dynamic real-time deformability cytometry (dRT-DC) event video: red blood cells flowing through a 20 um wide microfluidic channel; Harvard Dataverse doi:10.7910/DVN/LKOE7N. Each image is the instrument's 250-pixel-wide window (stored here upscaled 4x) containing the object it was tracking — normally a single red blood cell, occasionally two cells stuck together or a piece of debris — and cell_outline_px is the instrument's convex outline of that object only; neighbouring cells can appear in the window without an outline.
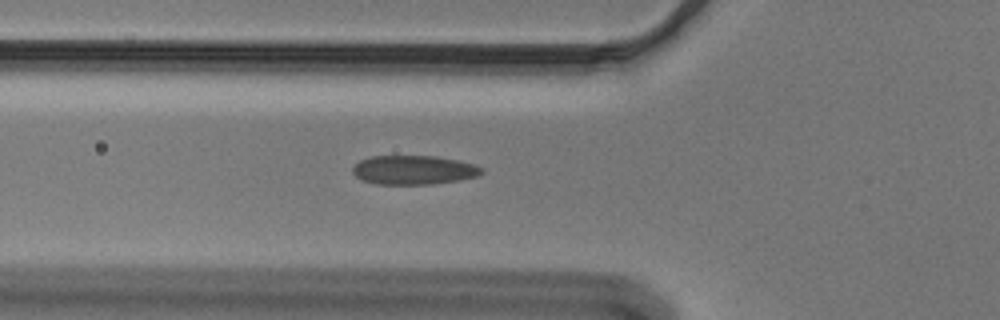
{"species": "Egyptian fruit bat (a non-hibernating species)", "species_latin": "Rousettus aegyptiacus", "temperature_condition": "cold", "stored_images_in_passage": 54, "camera_frame_rate_fps": 3000, "um_per_image_px": 0.085, "animal": {"sex": "male"}, "frame": {"image": 1, "passage_image": 18, "time_ms": 5.667, "image_size_px": [1000, 320], "cell_outline_px": [[484, 172], [480, 176], [460, 180], [432, 184], [376, 184], [360, 180], [352, 172], [352, 168], [360, 160], [372, 156], [436, 156], [476, 164], [484, 168]], "centroid_in_image_um": [35.2, 14.45], "position_along_channel_um": 90.6, "area_um2": 22.08}}
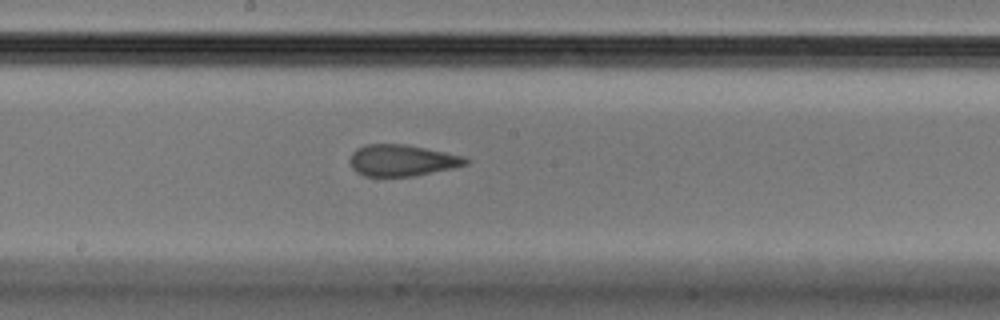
{"frame": {"image": 2, "passage_image": 28, "time_ms": 9.0, "image_size_px": [1000, 320], "cell_outline_px": [[468, 164], [452, 168], [416, 176], [364, 176], [356, 172], [352, 168], [348, 160], [352, 152], [356, 148], [364, 144], [404, 144], [464, 156], [468, 160]], "centroid_in_image_um": [34.12, 13.63], "position_along_channel_um": 214.1, "area_um2": 21.27}}
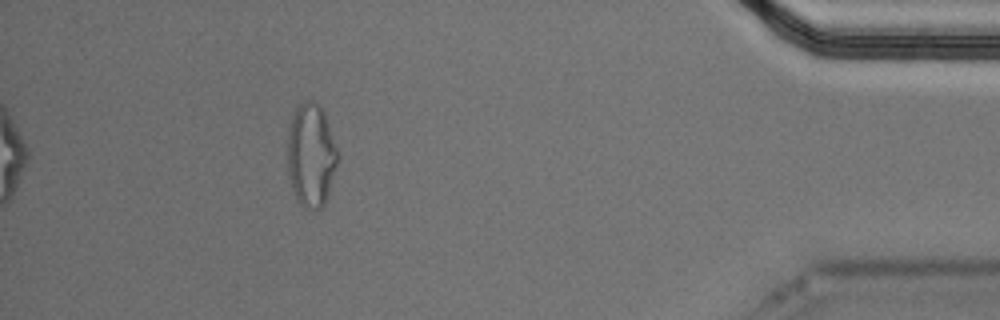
{"frame": {"image": 3, "passage_image": 48, "time_ms": 15.667, "image_size_px": [1000, 320], "cell_outline_px": [[340, 156], [328, 196], [324, 204], [320, 208], [304, 208], [296, 200], [292, 188], [288, 172], [288, 136], [292, 120], [296, 108], [304, 100], [312, 100], [324, 112]], "centroid_in_image_um": [26.46, 13.23], "position_along_channel_um": 408.7, "area_um2": 30.17}}